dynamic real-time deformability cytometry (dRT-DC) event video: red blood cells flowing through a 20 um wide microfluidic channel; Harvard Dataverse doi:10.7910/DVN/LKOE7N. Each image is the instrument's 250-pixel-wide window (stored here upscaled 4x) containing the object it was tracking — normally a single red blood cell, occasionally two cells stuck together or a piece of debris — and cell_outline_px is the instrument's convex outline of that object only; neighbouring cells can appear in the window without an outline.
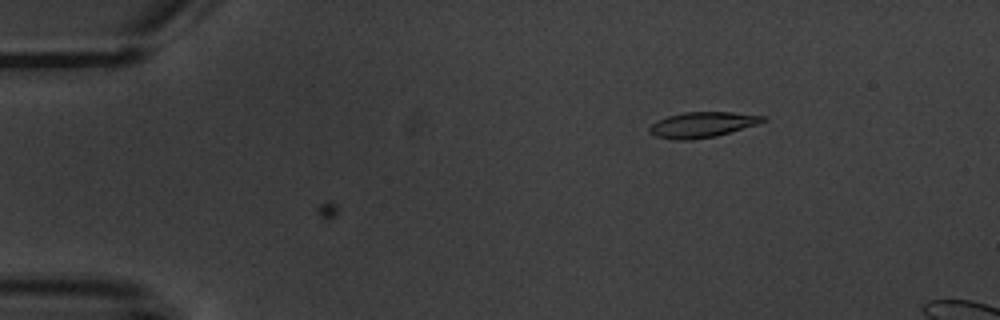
{"species": "common noctule bat (a hibernating species)", "species_latin": "Nyctalus noctula", "temperature_condition": "warm", "stored_images_in_passage": 2, "camera_frame_rate_fps": 3000, "um_per_image_px": 0.085, "animal": {"sex": "male", "body_mass_g": 20.1, "forearm_length_mm": 53.5}, "frame": {"image": 1, "passage_image": 2, "time_ms": 1.667, "image_size_px": [1000, 320], "cell_outline_px": [[768, 120], [756, 124], [716, 136], [692, 140], [676, 140], [656, 136], [648, 132], [648, 128], [656, 120], [668, 116], [684, 112], [732, 112], [768, 116]], "centroid_in_image_um": [59.69, 10.59], "position_along_channel_um": 25.3, "area_um2": 16.88}}